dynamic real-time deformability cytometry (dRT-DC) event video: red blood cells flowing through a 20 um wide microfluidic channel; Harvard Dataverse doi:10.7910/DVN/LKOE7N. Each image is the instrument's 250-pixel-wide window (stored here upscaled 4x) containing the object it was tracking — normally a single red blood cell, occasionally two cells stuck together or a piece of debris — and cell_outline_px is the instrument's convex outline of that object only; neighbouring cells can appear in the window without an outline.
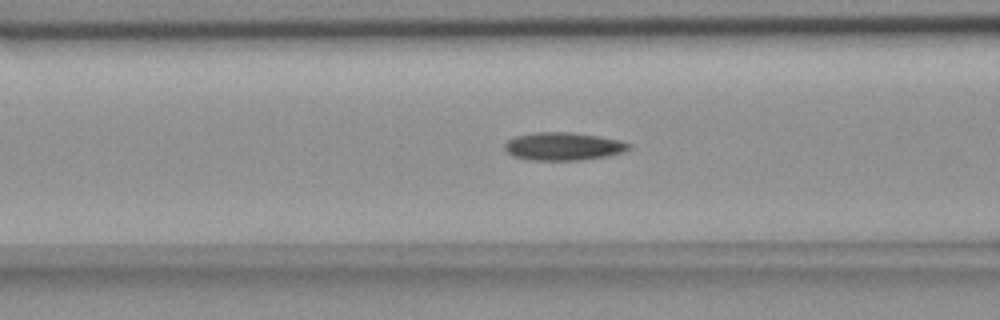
{"species": "common noctule bat (a hibernating species)", "species_latin": "Nyctalus noctula", "temperature_condition": "room temperature", "stored_images_in_passage": 43, "camera_frame_rate_fps": 3000, "um_per_image_px": 0.085, "animal": {"sex": "female", "body_mass_g": 18.4}, "frame": {"image": 1, "passage_image": 9, "time_ms": 2.667, "image_size_px": [1000, 320], "cell_outline_px": [[632, 144], [624, 152], [608, 156], [584, 160], [532, 160], [512, 156], [504, 148], [504, 144], [508, 140], [516, 136], [536, 132], [572, 132], [620, 140]], "centroid_in_image_um": [47.88, 12.44], "position_along_channel_um": 118.7, "area_um2": 20.23}}
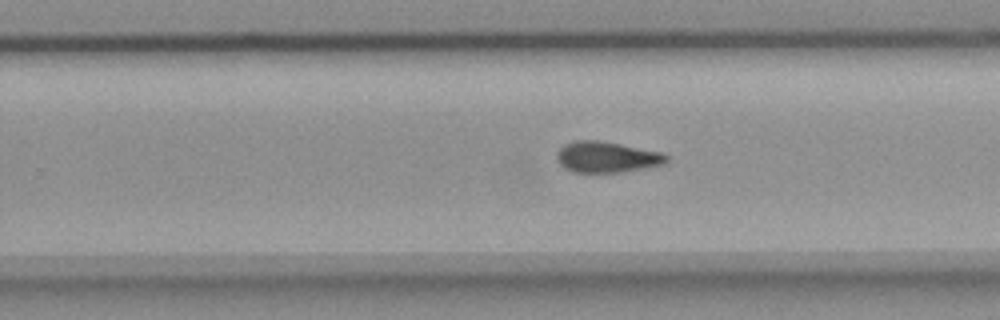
{"frame": {"image": 2, "passage_image": 22, "time_ms": 7.0, "image_size_px": [1000, 320], "cell_outline_px": [[668, 160], [664, 164], [620, 172], [576, 172], [564, 168], [560, 164], [556, 156], [556, 152], [564, 144], [576, 140], [600, 140], [664, 152], [668, 156]], "centroid_in_image_um": [51.58, 13.33], "position_along_channel_um": 278.2, "area_um2": 19.83}}
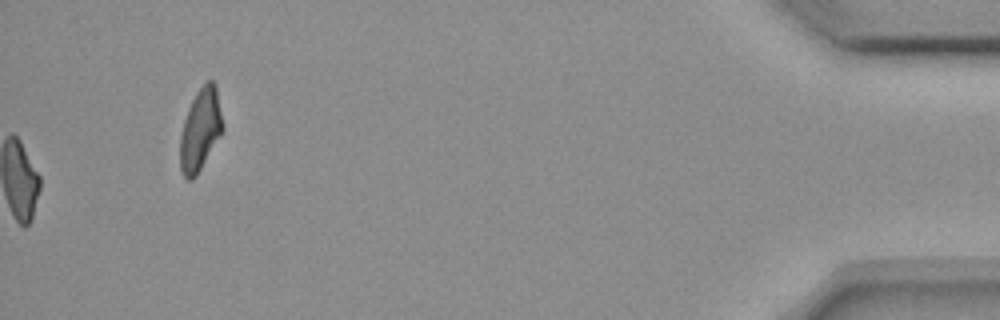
{"frame": {"image": 3, "passage_image": 43, "time_ms": 14.0, "image_size_px": [1000, 320], "cell_outline_px": [[224, 128], [220, 136], [196, 176], [192, 180], [188, 180], [184, 176], [180, 168], [180, 136], [184, 120], [188, 108], [196, 92], [208, 80], [212, 80], [216, 84]], "centroid_in_image_um": [17.03, 11.02], "position_along_channel_um": 418.2, "area_um2": 20.29}, "authors_computed_cell_mechanics": {"area_um2": 19.5364, "velocity_mm_per_s": 3.6939, "shape_relaxation_time_tau1_ms": 10.9296, "shape_relaxation_time_tau2_ms": 4.156, "deformation_change_tau1": 0.2222, "deformation_change_tau2": 0.117}}